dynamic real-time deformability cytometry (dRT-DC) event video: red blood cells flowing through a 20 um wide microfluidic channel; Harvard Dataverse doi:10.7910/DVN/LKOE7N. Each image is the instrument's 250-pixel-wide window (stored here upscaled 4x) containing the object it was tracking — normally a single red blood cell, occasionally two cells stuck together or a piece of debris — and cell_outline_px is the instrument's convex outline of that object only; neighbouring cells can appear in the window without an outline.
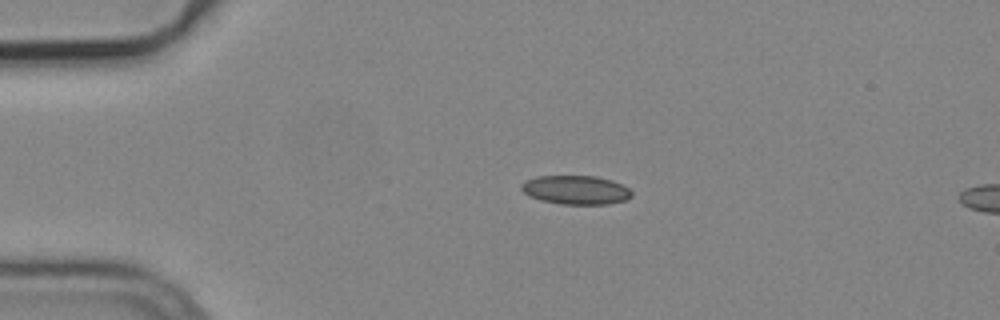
{"species": "common noctule bat (a hibernating species)", "species_latin": "Nyctalus noctula", "temperature_condition": "cold", "stored_images_in_passage": 2, "camera_frame_rate_fps": 3000, "um_per_image_px": 0.085, "animal": {"sex": "male", "body_mass_g": 19.2, "forearm_length_mm": 51.8}, "frame": {"image": 1, "passage_image": 1, "time_ms": 0.0, "image_size_px": [1000, 320], "cell_outline_px": [[632, 196], [624, 200], [608, 204], [560, 204], [540, 200], [528, 196], [520, 188], [520, 184], [524, 180], [536, 176], [596, 176], [612, 180], [628, 188], [632, 192]], "centroid_in_image_um": [48.9, 16.14], "position_along_channel_um": 36.1, "area_um2": 18.67}}